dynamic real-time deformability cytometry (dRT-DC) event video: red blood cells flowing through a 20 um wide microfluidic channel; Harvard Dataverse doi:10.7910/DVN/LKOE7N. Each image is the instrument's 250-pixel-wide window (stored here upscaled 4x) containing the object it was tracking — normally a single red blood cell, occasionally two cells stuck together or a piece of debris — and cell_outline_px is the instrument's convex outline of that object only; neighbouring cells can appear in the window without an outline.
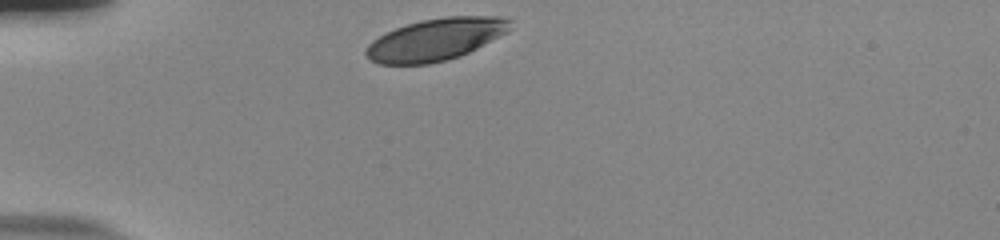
{"species": "human", "species_latin": "Homo sapiens", "temperature_condition": "room temperature", "stored_images_in_passage": 32, "camera_frame_rate_fps": 3000, "um_per_image_px": 0.085, "donor": {"sex": "male"}, "frame": {"image": 1, "passage_image": 1, "time_ms": 0.0, "image_size_px": [1000, 240], "cell_outline_px": [[512, 28], [508, 32], [460, 56], [428, 64], [376, 64], [368, 60], [364, 52], [368, 44], [372, 40], [396, 28], [420, 20], [448, 16], [500, 16], [512, 20]], "centroid_in_image_um": [37.03, 3.35], "position_along_channel_um": 48.0, "area_um2": 35.37}}
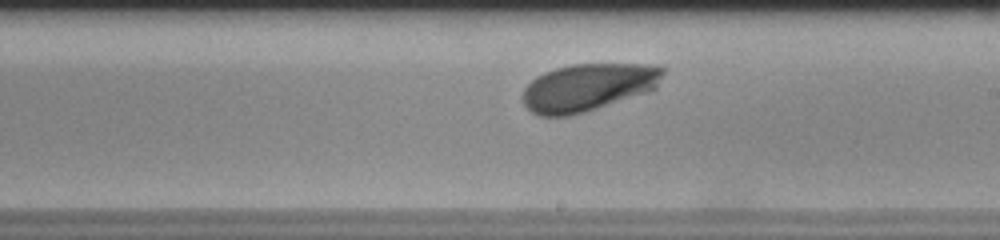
{"frame": {"image": 2, "passage_image": 19, "time_ms": 6.0, "image_size_px": [1000, 240], "cell_outline_px": [[664, 72], [656, 88], [648, 92], [572, 116], [540, 116], [532, 112], [524, 104], [524, 88], [536, 76], [544, 72], [556, 68], [572, 64], [652, 64], [664, 68]], "centroid_in_image_um": [50.0, 7.42], "position_along_channel_um": 239.0, "area_um2": 38.78}}
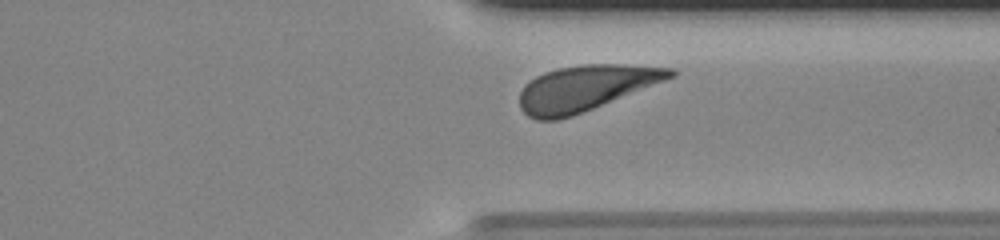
{"frame": {"image": 3, "passage_image": 29, "time_ms": 9.333, "image_size_px": [1000, 240], "cell_outline_px": [[676, 76], [572, 116], [560, 120], [536, 120], [528, 116], [520, 108], [520, 92], [524, 84], [536, 76], [544, 72], [556, 68], [584, 64], [624, 64], [676, 68]], "centroid_in_image_um": [49.75, 7.48], "position_along_channel_um": 361.6, "area_um2": 40.0}, "authors_computed_cell_mechanics": {"area_um2": 38.5237, "velocity_mm_per_s": 3.6623, "shape_relaxation_time_tau1_ms": 0.8694, "shape_relaxation_time_tau2_ms": null, "deformation_change_tau1": 0.0962, "deformation_change_tau2": null}}